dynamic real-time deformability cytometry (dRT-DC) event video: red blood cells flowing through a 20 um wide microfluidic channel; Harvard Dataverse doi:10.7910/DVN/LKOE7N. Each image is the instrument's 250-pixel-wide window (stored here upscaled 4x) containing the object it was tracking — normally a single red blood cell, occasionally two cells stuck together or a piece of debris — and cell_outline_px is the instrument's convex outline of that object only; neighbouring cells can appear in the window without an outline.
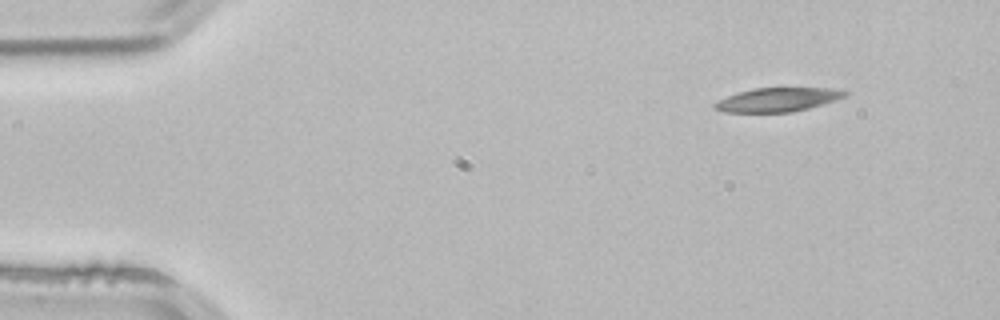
{"species": "common noctule bat (a hibernating species)", "species_latin": "Nyctalus noctula", "temperature_condition": "room temperature", "stored_images_in_passage": 3, "camera_frame_rate_fps": 3000, "um_per_image_px": 0.085, "animal": {"sex": "male", "body_mass_g": 21.5, "forearm_length_mm": 52.0}, "frame": {"image": 1, "passage_image": 1, "time_ms": 0.0, "image_size_px": [1000, 320], "cell_outline_px": [[848, 92], [844, 96], [836, 100], [808, 108], [792, 112], [724, 112], [712, 108], [712, 104], [728, 96], [752, 88], [832, 88]], "centroid_in_image_um": [66.07, 8.47], "position_along_channel_um": 18.9, "area_um2": 17.92}}
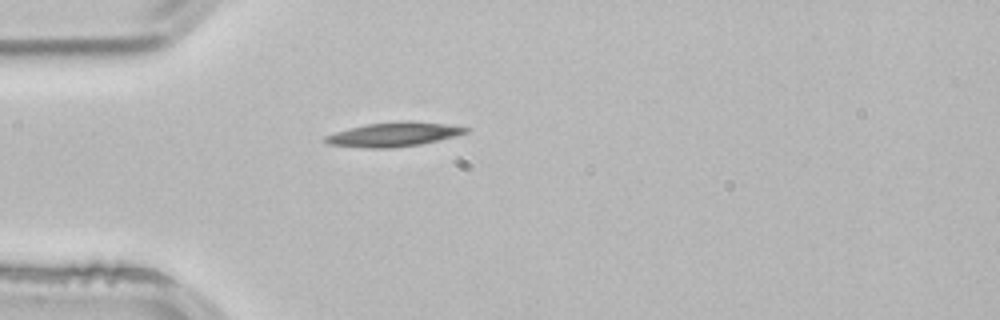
{"frame": {"image": 2, "passage_image": 3, "time_ms": 0.667, "image_size_px": [1000, 320], "cell_outline_px": [[472, 128], [468, 132], [456, 136], [420, 144], [392, 148], [368, 148], [328, 144], [324, 140], [324, 136], [336, 132], [364, 124], [404, 120], [408, 120], [444, 124]], "centroid_in_image_um": [33.48, 11.41], "position_along_channel_um": 51.5, "area_um2": 19.83}}